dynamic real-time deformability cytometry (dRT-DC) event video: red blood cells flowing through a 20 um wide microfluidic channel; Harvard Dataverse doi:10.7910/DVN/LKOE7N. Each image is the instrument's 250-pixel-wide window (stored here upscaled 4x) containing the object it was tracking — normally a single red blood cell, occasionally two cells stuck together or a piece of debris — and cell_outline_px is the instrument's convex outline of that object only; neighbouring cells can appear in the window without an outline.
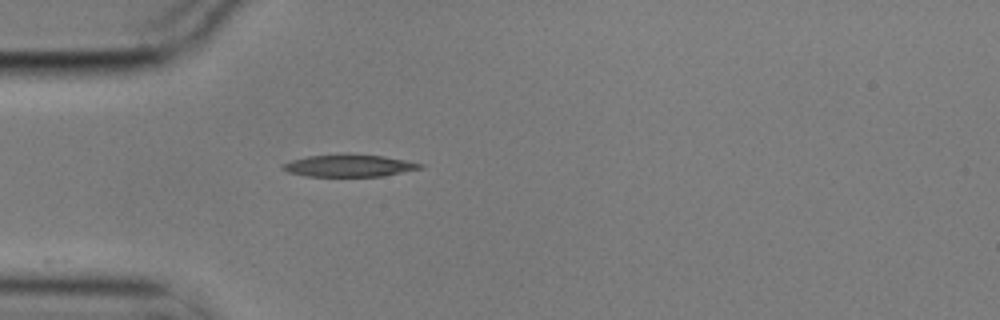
{"species": "common noctule bat (a hibernating species)", "species_latin": "Nyctalus noctula", "temperature_condition": "cold", "stored_images_in_passage": 3, "camera_frame_rate_fps": 3000, "um_per_image_px": 0.085, "animal": {"sex": "male", "body_mass_g": 17.9}, "frame": {"image": 1, "passage_image": 3, "time_ms": 0.667, "image_size_px": [1000, 320], "cell_outline_px": [[424, 168], [384, 176], [304, 176], [288, 172], [280, 168], [280, 164], [292, 160], [308, 156], [344, 152], [348, 152], [384, 156], [424, 164]], "centroid_in_image_um": [29.65, 14.05], "position_along_channel_um": 55.3, "area_um2": 18.32}}